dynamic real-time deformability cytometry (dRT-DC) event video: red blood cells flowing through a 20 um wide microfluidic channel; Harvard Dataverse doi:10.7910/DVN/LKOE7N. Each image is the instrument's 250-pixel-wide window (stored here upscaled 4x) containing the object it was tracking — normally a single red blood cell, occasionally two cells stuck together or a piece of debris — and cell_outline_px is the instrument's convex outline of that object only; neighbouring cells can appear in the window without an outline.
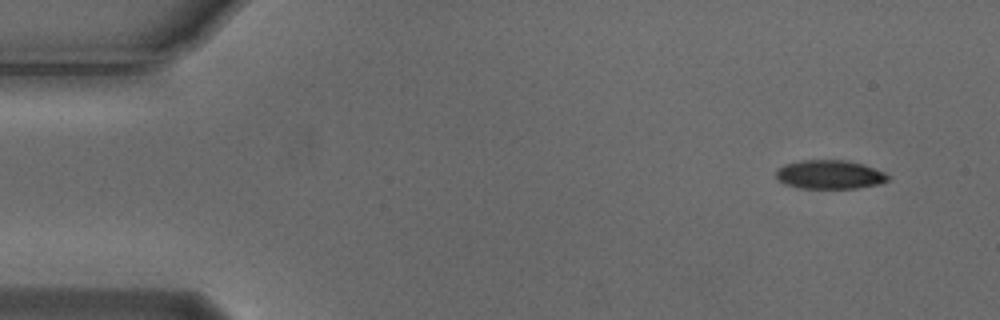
{"species": "Egyptian fruit bat (a non-hibernating species)", "species_latin": "Rousettus aegyptiacus", "temperature_condition": "cold", "stored_images_in_passage": 4, "camera_frame_rate_fps": 3000, "um_per_image_px": 0.085, "animal": {"sex": "male"}, "frame": {"image": 1, "passage_image": 1, "time_ms": 0.0, "image_size_px": [1000, 320], "cell_outline_px": [[892, 176], [888, 180], [880, 184], [856, 188], [800, 188], [784, 184], [776, 180], [776, 172], [784, 164], [804, 160], [844, 160], [864, 164], [884, 172]], "centroid_in_image_um": [70.54, 14.84], "position_along_channel_um": 14.5, "area_um2": 18.9}}
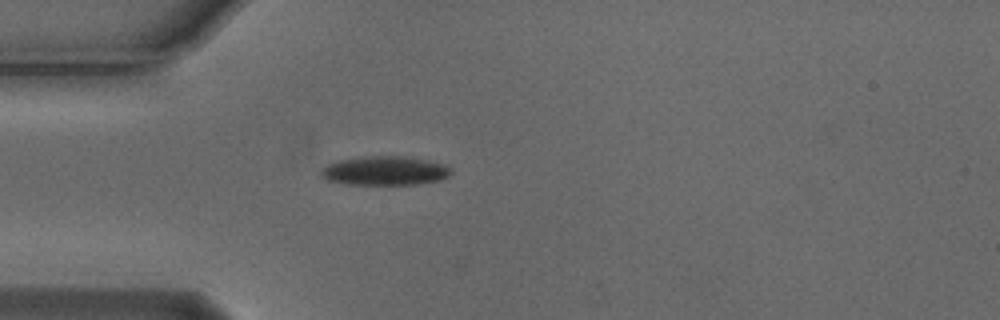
{"frame": {"image": 2, "passage_image": 4, "time_ms": 1.0, "image_size_px": [1000, 320], "cell_outline_px": [[452, 172], [448, 176], [440, 180], [416, 184], [348, 184], [328, 180], [320, 176], [320, 172], [328, 164], [340, 160], [360, 156], [404, 156], [444, 164]], "centroid_in_image_um": [32.69, 14.51], "position_along_channel_um": 52.3, "area_um2": 21.73}}